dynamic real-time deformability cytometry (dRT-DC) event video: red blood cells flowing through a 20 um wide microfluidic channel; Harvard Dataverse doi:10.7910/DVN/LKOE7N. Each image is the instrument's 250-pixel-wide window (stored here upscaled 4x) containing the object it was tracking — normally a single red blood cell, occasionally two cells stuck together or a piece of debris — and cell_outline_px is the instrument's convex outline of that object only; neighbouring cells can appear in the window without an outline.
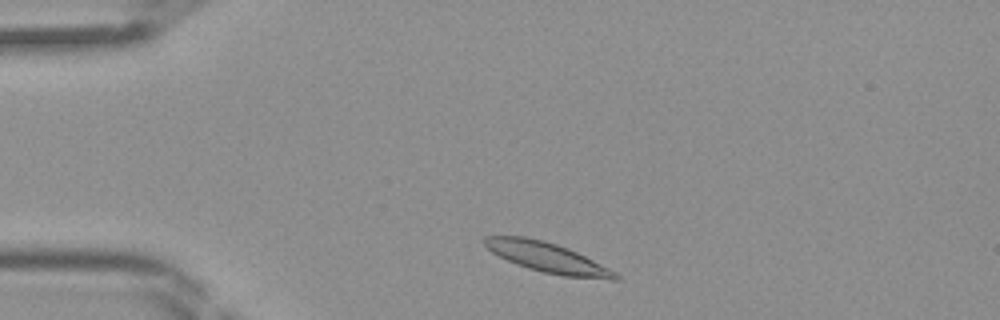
{"species": "Egyptian fruit bat (a non-hibernating species)", "species_latin": "Rousettus aegyptiacus", "temperature_condition": "room temperature", "stored_images_in_passage": 38, "camera_frame_rate_fps": 3000, "um_per_image_px": 0.085, "frame": {"image": 1, "passage_image": 3, "time_ms": 0.667, "image_size_px": [1000, 320], "cell_outline_px": [[620, 280], [612, 280], [564, 276], [544, 272], [528, 268], [516, 264], [492, 252], [480, 240], [484, 236], [524, 236], [544, 240], [568, 248], [616, 272], [620, 276]], "centroid_in_image_um": [46.51, 21.88], "position_along_channel_um": 38.5, "area_um2": 22.66}}
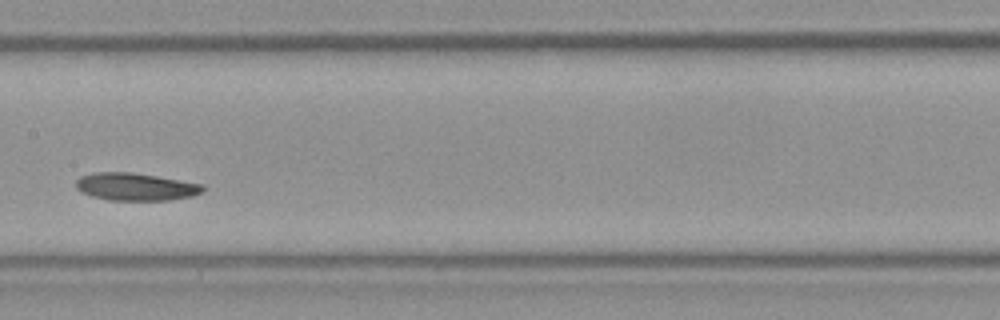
{"frame": {"image": 2, "passage_image": 16, "time_ms": 5.0, "image_size_px": [1000, 320], "cell_outline_px": [[204, 192], [192, 196], [168, 200], [108, 200], [92, 196], [80, 192], [76, 188], [76, 180], [80, 176], [92, 172], [132, 172], [204, 184]], "centroid_in_image_um": [11.51, 15.87], "position_along_channel_um": 195.9, "area_um2": 20.52}}
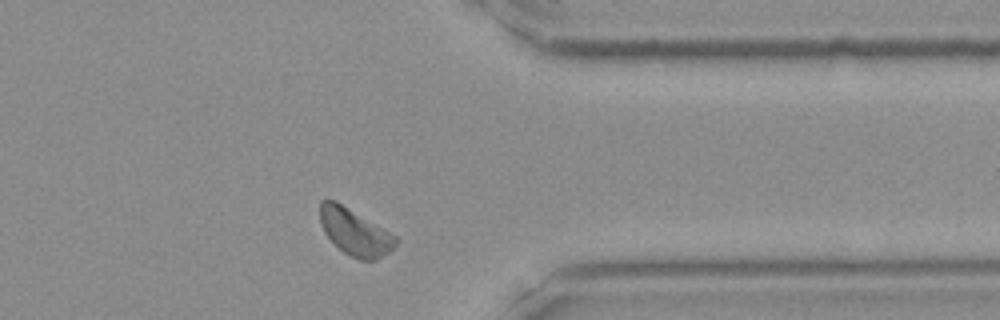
{"frame": {"image": 3, "passage_image": 29, "time_ms": 9.333, "image_size_px": [1000, 320], "cell_outline_px": [[400, 240], [388, 252], [376, 260], [360, 260], [344, 252], [324, 232], [320, 224], [320, 200], [336, 200], [396, 236]], "centroid_in_image_um": [30.16, 19.71], "position_along_channel_um": 381.2, "area_um2": 20.23}}